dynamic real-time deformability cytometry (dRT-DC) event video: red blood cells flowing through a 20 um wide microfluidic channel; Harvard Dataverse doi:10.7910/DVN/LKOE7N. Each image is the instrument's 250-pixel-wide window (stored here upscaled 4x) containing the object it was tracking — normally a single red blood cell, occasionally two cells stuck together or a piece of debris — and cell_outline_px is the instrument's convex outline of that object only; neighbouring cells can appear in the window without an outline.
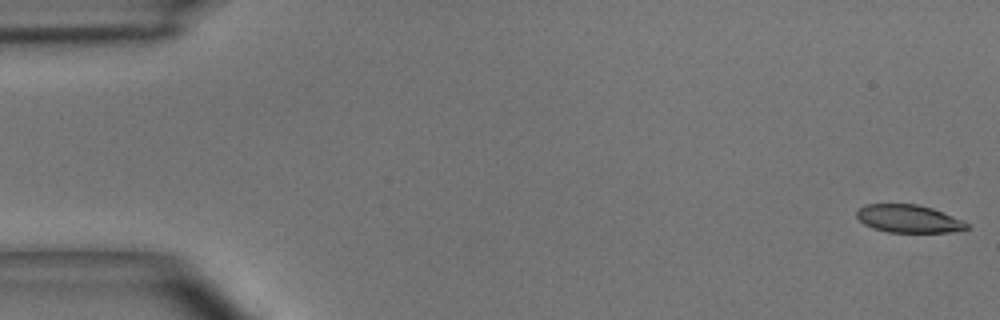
{"species": "common noctule bat (a hibernating species)", "species_latin": "Nyctalus noctula", "temperature_condition": "room temperature", "stored_images_in_passage": 19, "camera_frame_rate_fps": 3000, "um_per_image_px": 0.085, "animal": {"sex": "male", "body_mass_g": 15.6}, "frame": {"image": 1, "passage_image": 1, "time_ms": 0.0, "image_size_px": [1000, 320], "cell_outline_px": [[968, 228], [952, 232], [888, 232], [872, 228], [864, 224], [856, 216], [856, 212], [864, 204], [916, 204], [932, 208], [960, 220], [968, 224]], "centroid_in_image_um": [77.17, 18.59], "position_along_channel_um": 7.8, "area_um2": 17.63}}
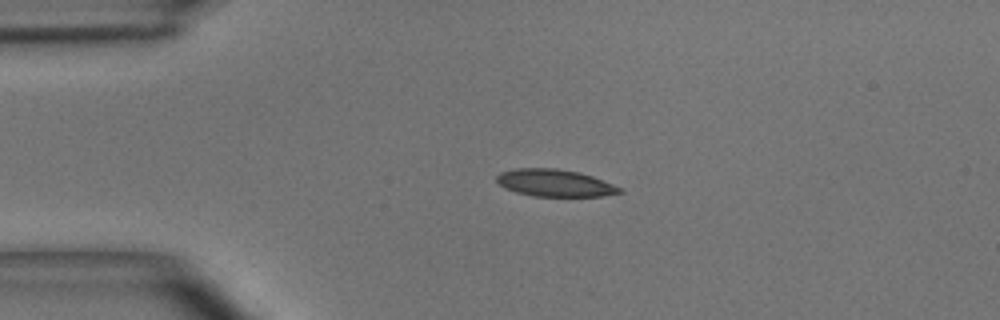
{"frame": {"image": 2, "passage_image": 11, "time_ms": 3.333, "image_size_px": [1000, 320], "cell_outline_px": [[624, 192], [604, 196], [532, 196], [516, 192], [504, 188], [496, 180], [496, 176], [500, 172], [516, 168], [556, 168], [580, 172], [592, 176], [612, 184], [620, 188]], "centroid_in_image_um": [47.13, 15.55], "position_along_channel_um": 37.9, "area_um2": 19.48}}
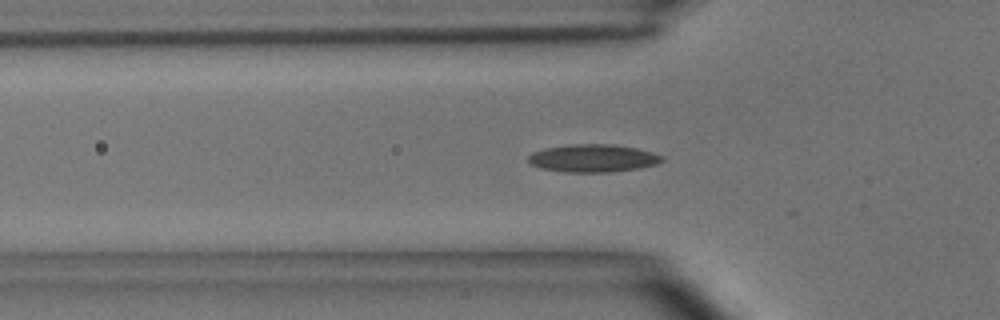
{"frame": {"image": 3, "passage_image": 16, "time_ms": 5.0, "image_size_px": [1000, 320], "cell_outline_px": [[664, 160], [656, 164], [636, 168], [612, 172], [564, 172], [540, 168], [532, 164], [528, 160], [528, 156], [532, 152], [544, 148], [568, 144], [612, 144], [636, 148], [652, 152], [664, 156]], "centroid_in_image_um": [50.39, 13.44], "position_along_channel_um": 75.4, "area_um2": 21.68}}